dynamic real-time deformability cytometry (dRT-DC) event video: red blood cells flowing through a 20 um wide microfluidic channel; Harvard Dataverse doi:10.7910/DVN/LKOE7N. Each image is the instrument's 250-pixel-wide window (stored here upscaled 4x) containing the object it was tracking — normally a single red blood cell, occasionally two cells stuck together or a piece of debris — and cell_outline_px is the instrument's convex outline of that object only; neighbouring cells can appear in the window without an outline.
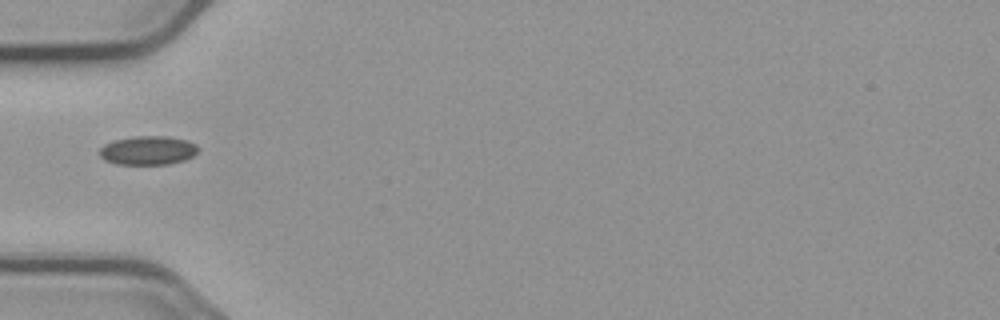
{"species": "common noctule bat (a hibernating species)", "species_latin": "Nyctalus noctula", "temperature_condition": "cold", "stored_images_in_passage": 1, "camera_frame_rate_fps": 3000, "um_per_image_px": 0.085, "animal": {"sex": "male", "body_mass_g": 23.1, "forearm_length_mm": 52.7}, "frame": {"image": 1, "passage_image": 1, "time_ms": 0.0, "image_size_px": [1000, 320], "cell_outline_px": [[200, 148], [192, 156], [184, 160], [168, 164], [116, 164], [104, 160], [100, 156], [100, 148], [104, 144], [116, 140], [136, 136], [168, 136], [188, 140], [196, 144]], "centroid_in_image_um": [12.59, 12.78], "position_along_channel_um": 72.4, "area_um2": 16.59}}